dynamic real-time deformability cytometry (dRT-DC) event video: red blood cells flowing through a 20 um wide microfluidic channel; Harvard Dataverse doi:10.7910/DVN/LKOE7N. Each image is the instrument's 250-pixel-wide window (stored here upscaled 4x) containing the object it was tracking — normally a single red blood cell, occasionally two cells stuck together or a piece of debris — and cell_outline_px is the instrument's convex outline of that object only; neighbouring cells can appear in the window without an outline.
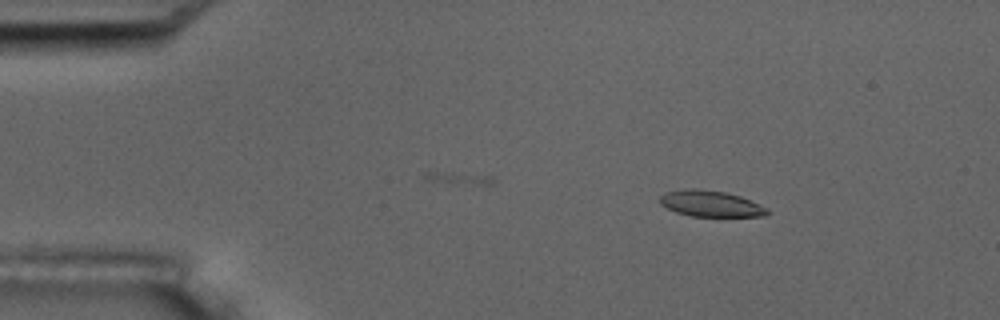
{"species": "common noctule bat (a hibernating species)", "species_latin": "Nyctalus noctula", "temperature_condition": "room temperature", "stored_images_in_passage": 5, "segment_of_instrument_passage": [1, 2], "camera_frame_rate_fps": 3000, "um_per_image_px": 0.085, "animal": {"sex": "male", "body_mass_g": 17.5, "forearm_length_mm": 52.3}, "frame": {"image": 1, "passage_image": 2, "time_ms": 1.0, "image_size_px": [1000, 320], "cell_outline_px": [[768, 212], [764, 216], [692, 216], [676, 212], [660, 204], [660, 196], [664, 192], [684, 188], [696, 188], [724, 192], [740, 196], [768, 208]], "centroid_in_image_um": [60.36, 17.3], "position_along_channel_um": 24.6, "area_um2": 16.24}}
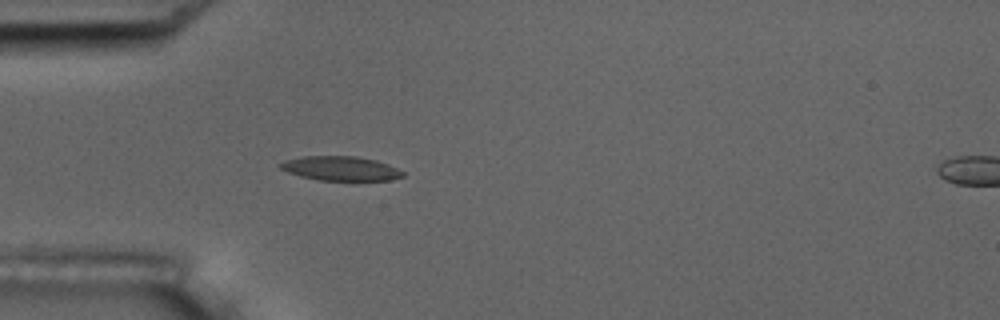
{"frame": {"image": 2, "passage_image": 4, "time_ms": 3.667, "image_size_px": [1000, 320], "cell_outline_px": [[404, 176], [392, 180], [320, 180], [300, 176], [288, 172], [280, 168], [280, 164], [284, 160], [300, 156], [356, 156], [376, 160], [388, 164], [404, 172]], "centroid_in_image_um": [28.96, 14.31], "position_along_channel_um": 56.0, "area_um2": 17.34}}